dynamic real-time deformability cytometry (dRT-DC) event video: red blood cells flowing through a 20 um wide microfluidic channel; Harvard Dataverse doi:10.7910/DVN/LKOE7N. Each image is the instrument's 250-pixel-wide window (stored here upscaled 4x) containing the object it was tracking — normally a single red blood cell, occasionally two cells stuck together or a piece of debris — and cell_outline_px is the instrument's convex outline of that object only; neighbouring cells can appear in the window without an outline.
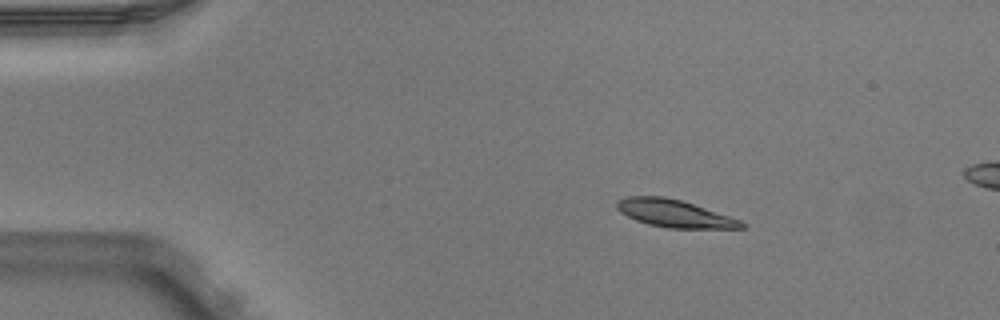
{"species": "Egyptian fruit bat (a non-hibernating species)", "species_latin": "Rousettus aegyptiacus", "temperature_condition": "warm", "stored_images_in_passage": 3, "camera_frame_rate_fps": 3000, "um_per_image_px": 0.085, "animal": {"sex": "male"}, "frame": {"image": 1, "passage_image": 1, "time_ms": 0.0, "image_size_px": [1000, 320], "cell_outline_px": [[744, 228], [668, 228], [648, 224], [636, 220], [620, 212], [616, 208], [616, 200], [628, 196], [664, 196], [680, 200], [740, 220], [744, 224]], "centroid_in_image_um": [57.25, 18.14], "position_along_channel_um": 27.8, "area_um2": 19.65}}